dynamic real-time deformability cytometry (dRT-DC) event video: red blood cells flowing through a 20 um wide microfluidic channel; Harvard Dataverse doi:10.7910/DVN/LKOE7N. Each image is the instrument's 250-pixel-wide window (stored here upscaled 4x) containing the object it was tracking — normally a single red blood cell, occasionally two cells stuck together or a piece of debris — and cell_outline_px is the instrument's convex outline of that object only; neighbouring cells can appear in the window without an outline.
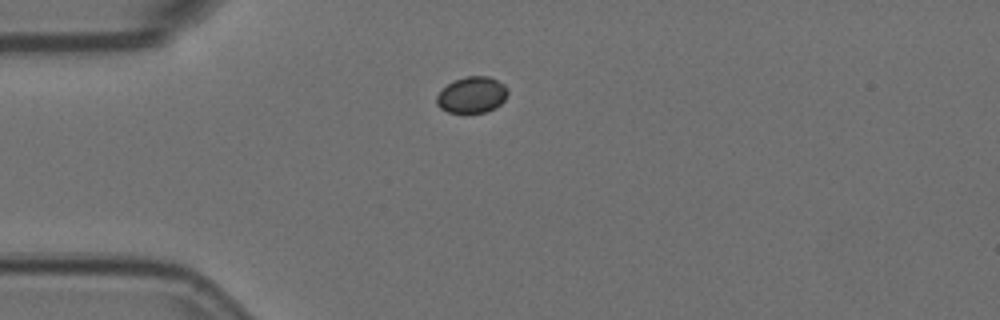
{"species": "Egyptian fruit bat (a non-hibernating species)", "species_latin": "Rousettus aegyptiacus", "temperature_condition": "room temperature", "stored_images_in_passage": 43, "camera_frame_rate_fps": 3000, "um_per_image_px": 0.085, "animal": {"sex": "female"}, "frame": {"image": 1, "passage_image": 1, "time_ms": 0.0, "image_size_px": [1000, 320], "cell_outline_px": [[508, 92], [504, 100], [496, 108], [484, 112], [464, 116], [448, 112], [440, 108], [436, 104], [436, 96], [448, 84], [456, 80], [468, 76], [488, 76], [504, 84], [508, 88]], "centroid_in_image_um": [40.11, 8.12], "position_along_channel_um": 44.9, "area_um2": 15.37}}
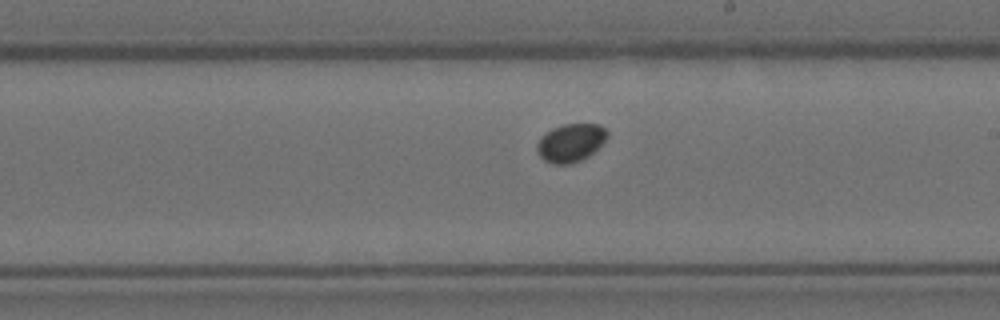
{"frame": {"image": 2, "passage_image": 19, "time_ms": 6.0, "image_size_px": [1000, 320], "cell_outline_px": [[608, 136], [588, 156], [572, 164], [552, 164], [544, 160], [540, 156], [536, 148], [536, 144], [540, 136], [544, 132], [552, 128], [564, 124], [600, 124], [608, 132]], "centroid_in_image_um": [48.46, 12.12], "position_along_channel_um": 240.5, "area_um2": 15.61}}
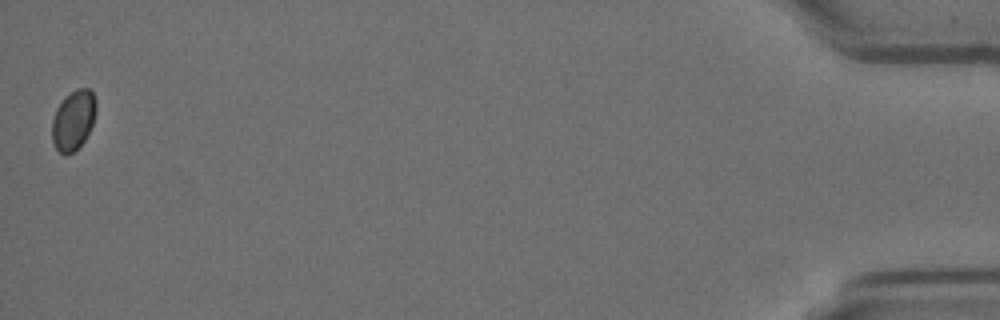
{"frame": {"image": 3, "passage_image": 43, "time_ms": 14.0, "image_size_px": [1000, 320], "cell_outline_px": [[96, 112], [92, 124], [84, 140], [68, 156], [64, 156], [56, 148], [52, 140], [52, 120], [56, 108], [64, 96], [76, 88], [88, 88], [92, 92], [96, 100]], "centroid_in_image_um": [6.22, 10.19], "position_along_channel_um": 429.0, "area_um2": 15.43}}